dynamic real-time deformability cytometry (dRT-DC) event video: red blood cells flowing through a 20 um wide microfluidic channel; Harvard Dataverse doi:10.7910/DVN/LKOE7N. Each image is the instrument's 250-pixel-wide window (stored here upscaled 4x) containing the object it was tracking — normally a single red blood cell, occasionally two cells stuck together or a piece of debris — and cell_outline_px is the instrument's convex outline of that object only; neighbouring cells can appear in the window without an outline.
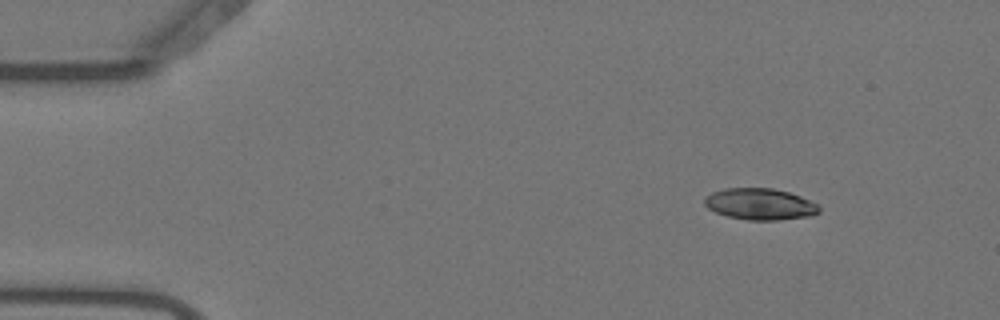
{"species": "Egyptian fruit bat (a non-hibernating species)", "species_latin": "Rousettus aegyptiacus", "temperature_condition": "warm", "stored_images_in_passage": 14, "camera_frame_rate_fps": 3000, "um_per_image_px": 0.085, "animal": {"sex": "female"}, "frame": {"image": 1, "passage_image": 6, "time_ms": 1.667, "image_size_px": [1000, 320], "cell_outline_px": [[820, 212], [812, 216], [776, 220], [748, 220], [728, 216], [716, 212], [708, 208], [704, 204], [704, 196], [712, 192], [724, 188], [772, 188], [788, 192], [800, 196], [820, 204]], "centroid_in_image_um": [64.62, 17.34], "position_along_channel_um": 20.4, "area_um2": 21.15}}